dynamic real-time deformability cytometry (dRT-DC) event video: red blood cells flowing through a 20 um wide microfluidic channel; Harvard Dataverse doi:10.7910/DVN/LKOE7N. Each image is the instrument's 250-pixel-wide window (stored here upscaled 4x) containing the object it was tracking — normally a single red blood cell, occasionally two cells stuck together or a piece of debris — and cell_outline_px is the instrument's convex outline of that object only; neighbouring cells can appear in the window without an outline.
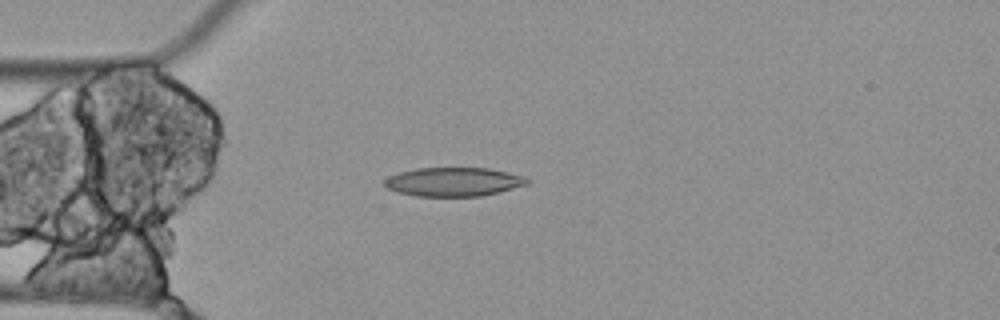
{"species": "Egyptian fruit bat (a non-hibernating species)", "species_latin": "Rousettus aegyptiacus", "temperature_condition": "cold", "stored_images_in_passage": 4, "camera_frame_rate_fps": 3000, "um_per_image_px": 0.085, "animal": {"sex": "female"}, "frame": {"image": 1, "passage_image": 4, "time_ms": 1.0, "image_size_px": [1000, 320], "cell_outline_px": [[528, 184], [480, 196], [416, 196], [396, 192], [388, 188], [384, 184], [384, 180], [388, 176], [400, 172], [416, 168], [488, 168], [508, 172], [524, 176], [528, 180]], "centroid_in_image_um": [38.51, 15.45], "position_along_channel_um": 46.5, "area_um2": 23.81}}